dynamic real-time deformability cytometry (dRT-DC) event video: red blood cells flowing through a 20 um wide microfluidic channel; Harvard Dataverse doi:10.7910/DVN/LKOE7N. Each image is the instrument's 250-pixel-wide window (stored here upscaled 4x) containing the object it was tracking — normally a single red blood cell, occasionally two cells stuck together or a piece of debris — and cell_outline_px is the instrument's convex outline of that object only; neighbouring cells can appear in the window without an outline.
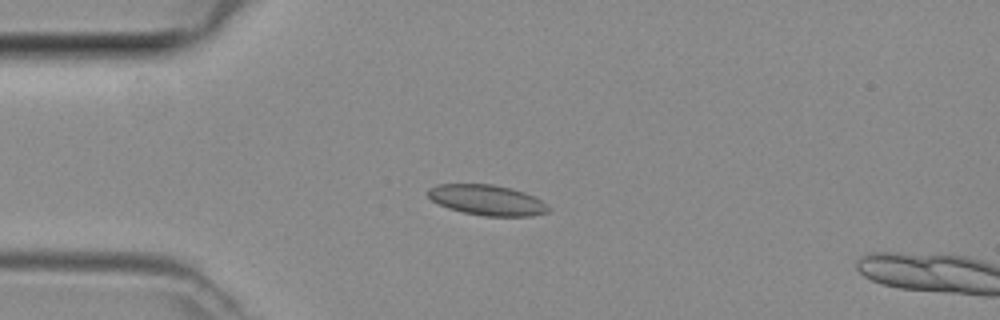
{"species": "common noctule bat (a hibernating species)", "species_latin": "Nyctalus noctula", "temperature_condition": "room temperature", "stored_images_in_passage": 5, "camera_frame_rate_fps": 3000, "um_per_image_px": 0.085, "animal": {"sex": "female", "body_mass_g": 29.2, "forearm_length_mm": 56.3}, "frame": {"image": 1, "passage_image": 4, "time_ms": 1.0, "image_size_px": [1000, 320], "cell_outline_px": [[548, 212], [532, 216], [484, 216], [464, 212], [448, 208], [432, 200], [428, 196], [428, 188], [440, 184], [492, 184], [512, 188], [524, 192], [540, 200], [548, 208]], "centroid_in_image_um": [41.38, 17.0], "position_along_channel_um": 43.6, "area_um2": 21.1}}